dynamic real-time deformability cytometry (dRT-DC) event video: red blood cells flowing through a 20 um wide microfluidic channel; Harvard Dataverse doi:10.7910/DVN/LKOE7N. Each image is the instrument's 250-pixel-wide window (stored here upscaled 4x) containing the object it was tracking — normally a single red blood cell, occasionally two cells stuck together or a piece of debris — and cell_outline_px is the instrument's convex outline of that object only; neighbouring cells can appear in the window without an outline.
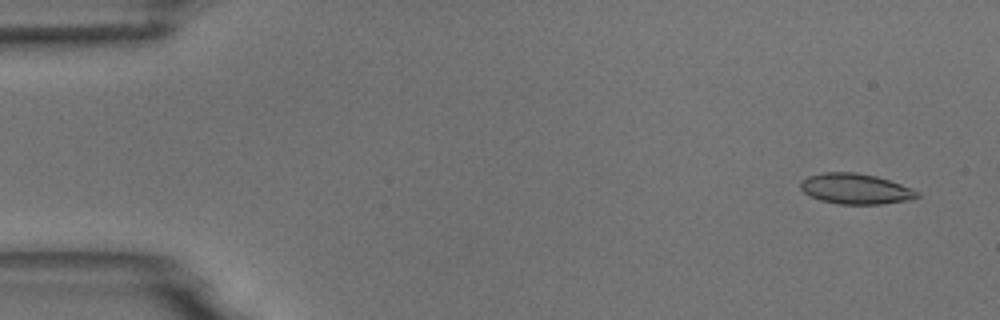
{"species": "common noctule bat (a hibernating species)", "species_latin": "Nyctalus noctula", "temperature_condition": "room temperature", "stored_images_in_passage": 7, "camera_frame_rate_fps": 3000, "um_per_image_px": 0.085, "animal": {"sex": "male", "body_mass_g": 18.8}, "frame": {"image": 1, "passage_image": 1, "time_ms": 0.0, "image_size_px": [1000, 320], "cell_outline_px": [[920, 196], [908, 200], [880, 204], [836, 204], [820, 200], [804, 192], [800, 188], [800, 180], [808, 176], [824, 172], [856, 172], [876, 176], [912, 188], [920, 192]], "centroid_in_image_um": [72.71, 16.05], "position_along_channel_um": 12.3, "area_um2": 20.75}}
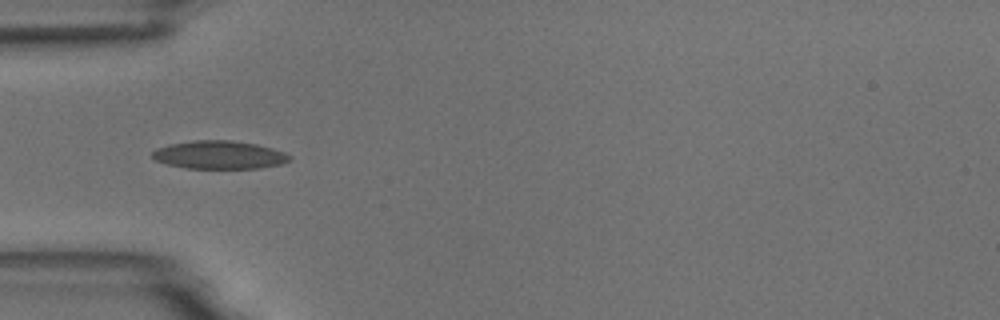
{"frame": {"image": 2, "passage_image": 5, "time_ms": 4.667, "image_size_px": [1000, 320], "cell_outline_px": [[292, 160], [280, 164], [260, 168], [188, 168], [168, 164], [156, 160], [152, 156], [152, 152], [156, 148], [168, 144], [196, 140], [232, 140], [256, 144], [272, 148], [284, 152], [292, 156]], "centroid_in_image_um": [18.66, 13.16], "position_along_channel_um": 66.3, "area_um2": 22.48}}